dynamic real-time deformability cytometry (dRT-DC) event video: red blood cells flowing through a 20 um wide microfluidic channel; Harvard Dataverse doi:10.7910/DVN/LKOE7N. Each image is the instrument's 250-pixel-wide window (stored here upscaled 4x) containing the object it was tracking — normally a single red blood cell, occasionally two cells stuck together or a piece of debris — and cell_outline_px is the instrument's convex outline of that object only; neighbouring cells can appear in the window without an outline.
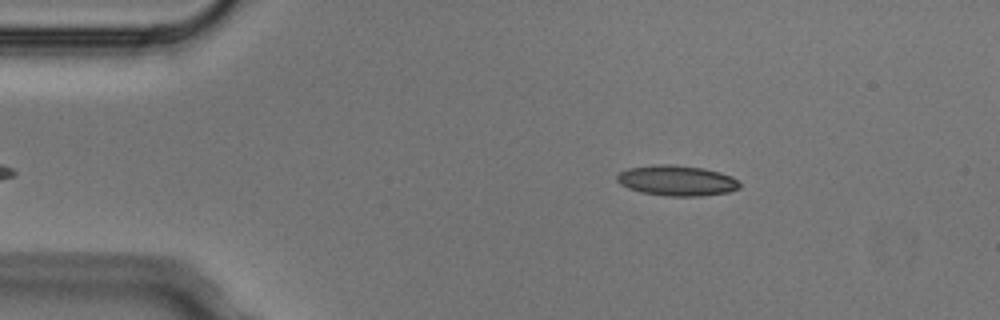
{"species": "Egyptian fruit bat (a non-hibernating species)", "species_latin": "Rousettus aegyptiacus", "temperature_condition": "cold", "stored_images_in_passage": 3, "camera_frame_rate_fps": 3000, "um_per_image_px": 0.085, "animal": {"sex": "male"}, "frame": {"image": 1, "passage_image": 3, "time_ms": 0.667, "image_size_px": [1000, 320], "cell_outline_px": [[740, 188], [728, 192], [700, 196], [664, 196], [640, 192], [628, 188], [620, 184], [616, 180], [616, 176], [620, 172], [628, 168], [652, 164], [672, 164], [704, 168], [720, 172], [732, 176], [740, 184]], "centroid_in_image_um": [57.5, 15.34], "position_along_channel_um": 27.5, "area_um2": 21.96}}